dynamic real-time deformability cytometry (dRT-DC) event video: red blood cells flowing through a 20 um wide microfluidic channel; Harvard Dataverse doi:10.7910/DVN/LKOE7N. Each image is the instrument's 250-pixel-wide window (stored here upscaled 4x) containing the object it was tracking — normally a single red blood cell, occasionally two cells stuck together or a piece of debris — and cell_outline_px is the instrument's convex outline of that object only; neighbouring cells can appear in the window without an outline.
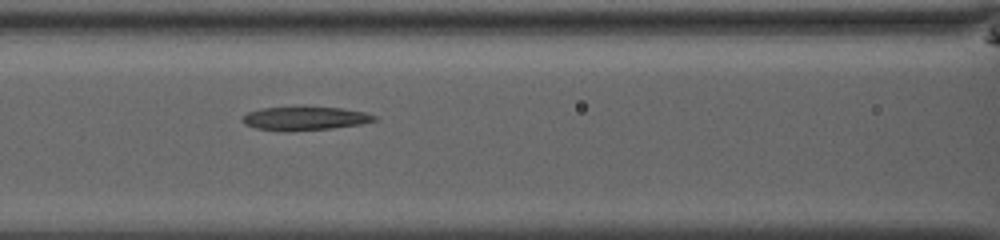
{"species": "common noctule bat (a hibernating species)", "species_latin": "Nyctalus noctula", "temperature_condition": "room temperature", "stored_images_in_passage": 33, "camera_frame_rate_fps": 3000, "um_per_image_px": 0.085, "animal": {"sex": "male", "body_mass_g": 13.0, "forearm_length_mm": 53.1}, "frame": {"image": 1, "passage_image": 8, "time_ms": 2.333, "image_size_px": [1000, 240], "cell_outline_px": [[376, 120], [360, 124], [332, 128], [288, 132], [256, 128], [244, 124], [244, 116], [248, 112], [260, 108], [344, 108], [364, 112], [376, 116]], "centroid_in_image_um": [25.92, 10.08], "position_along_channel_um": 140.7, "area_um2": 17.74}}
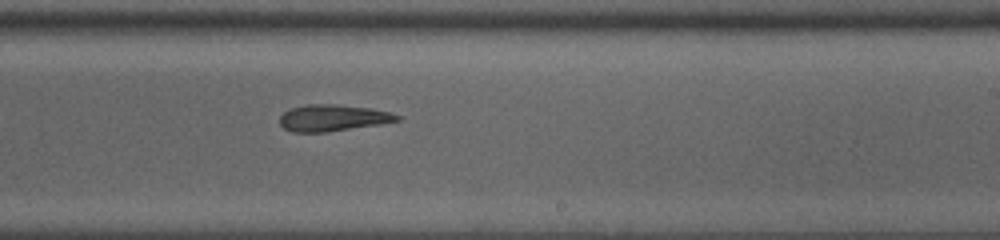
{"frame": {"image": 2, "passage_image": 17, "time_ms": 5.333, "image_size_px": [1000, 240], "cell_outline_px": [[400, 120], [380, 124], [324, 132], [292, 132], [284, 128], [280, 124], [280, 116], [284, 112], [292, 108], [308, 104], [336, 104], [372, 108], [388, 112], [400, 116]], "centroid_in_image_um": [28.27, 10.01], "position_along_channel_um": 260.7, "area_um2": 17.98}}
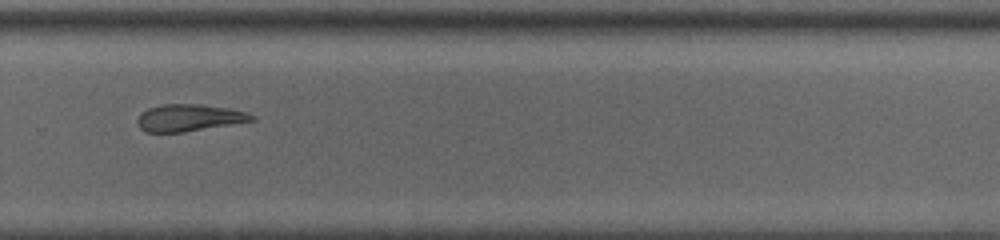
{"frame": {"image": 3, "passage_image": 21, "time_ms": 6.667, "image_size_px": [1000, 240], "cell_outline_px": [[256, 120], [184, 132], [144, 132], [140, 128], [136, 120], [140, 112], [148, 108], [164, 104], [196, 104], [228, 108], [248, 112], [256, 116]], "centroid_in_image_um": [16.06, 10.01], "position_along_channel_um": 313.7, "area_um2": 18.03}}